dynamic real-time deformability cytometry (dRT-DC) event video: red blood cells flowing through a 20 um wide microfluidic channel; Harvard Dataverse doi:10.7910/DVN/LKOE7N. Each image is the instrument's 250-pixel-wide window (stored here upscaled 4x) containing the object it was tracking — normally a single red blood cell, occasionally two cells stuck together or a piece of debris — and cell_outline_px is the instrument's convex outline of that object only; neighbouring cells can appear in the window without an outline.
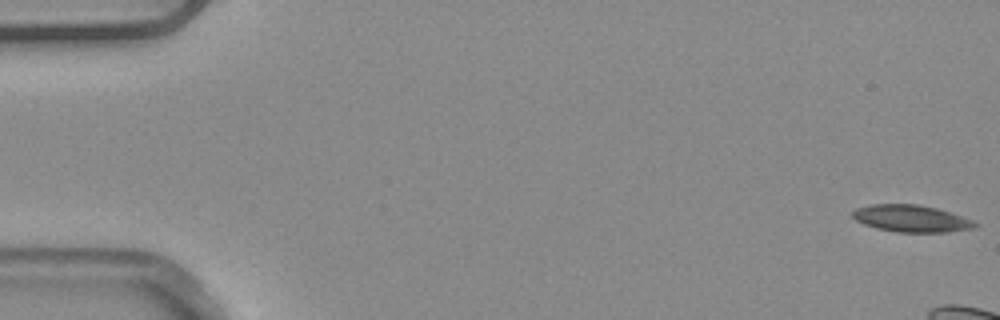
{"species": "common noctule bat (a hibernating species)", "species_latin": "Nyctalus noctula", "temperature_condition": "warm", "stored_images_in_passage": 6, "camera_frame_rate_fps": 3000, "um_per_image_px": 0.085, "animal": {"sex": "male", "body_mass_g": 20.4}, "frame": {"image": 1, "passage_image": 1, "time_ms": 0.0, "image_size_px": [1000, 320], "cell_outline_px": [[980, 224], [972, 228], [948, 232], [896, 232], [876, 228], [864, 224], [856, 220], [852, 216], [852, 212], [856, 208], [872, 204], [916, 204], [936, 208], [972, 220]], "centroid_in_image_um": [77.43, 18.57], "position_along_channel_um": 7.6, "area_um2": 19.07}}
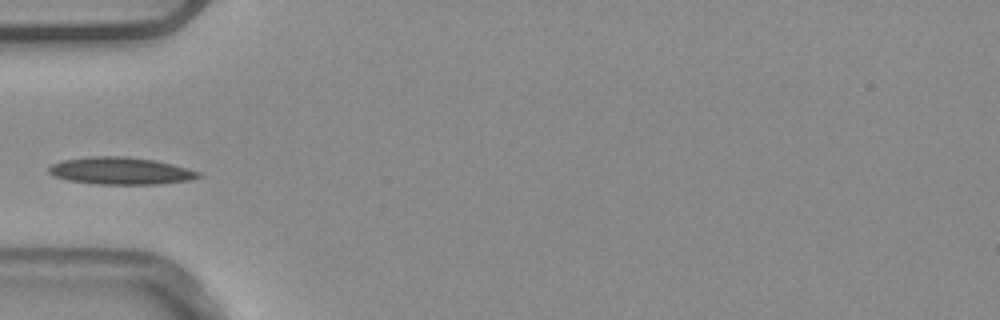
{"frame": {"image": 2, "passage_image": 6, "time_ms": 1.667, "image_size_px": [1000, 320], "cell_outline_px": [[204, 176], [192, 180], [160, 184], [96, 184], [68, 180], [56, 176], [48, 172], [48, 168], [52, 164], [60, 160], [88, 156], [124, 156], [156, 160], [188, 168], [200, 172]], "centroid_in_image_um": [10.29, 14.52], "position_along_channel_um": 74.7, "area_um2": 23.99}}